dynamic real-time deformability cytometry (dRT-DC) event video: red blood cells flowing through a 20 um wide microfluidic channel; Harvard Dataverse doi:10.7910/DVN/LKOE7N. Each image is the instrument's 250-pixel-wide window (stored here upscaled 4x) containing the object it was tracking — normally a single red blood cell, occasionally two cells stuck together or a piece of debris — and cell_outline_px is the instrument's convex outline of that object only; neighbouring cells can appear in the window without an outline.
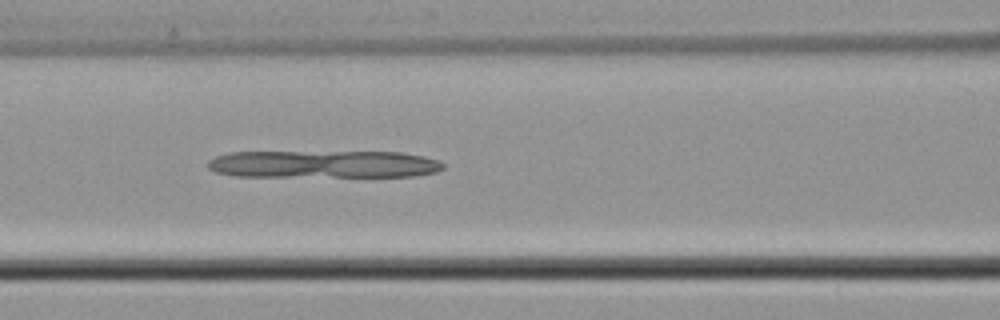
{"species": "common noctule bat (a hibernating species)", "species_latin": "Nyctalus noctula", "temperature_condition": "cold", "stored_images_in_passage": 54, "camera_frame_rate_fps": 3000, "um_per_image_px": 0.085, "animal": {"sex": "male", "body_mass_g": 21.5, "forearm_length_mm": 52.0}, "frame": {"image": 1, "passage_image": 23, "time_ms": 7.333, "image_size_px": [1000, 320], "cell_outline_px": [[444, 168], [436, 172], [412, 176], [236, 176], [216, 172], [208, 168], [208, 160], [216, 156], [228, 152], [400, 152], [424, 156], [440, 160], [444, 164]], "centroid_in_image_um": [27.52, 13.95], "position_along_channel_um": 139.1, "area_um2": 37.74}}